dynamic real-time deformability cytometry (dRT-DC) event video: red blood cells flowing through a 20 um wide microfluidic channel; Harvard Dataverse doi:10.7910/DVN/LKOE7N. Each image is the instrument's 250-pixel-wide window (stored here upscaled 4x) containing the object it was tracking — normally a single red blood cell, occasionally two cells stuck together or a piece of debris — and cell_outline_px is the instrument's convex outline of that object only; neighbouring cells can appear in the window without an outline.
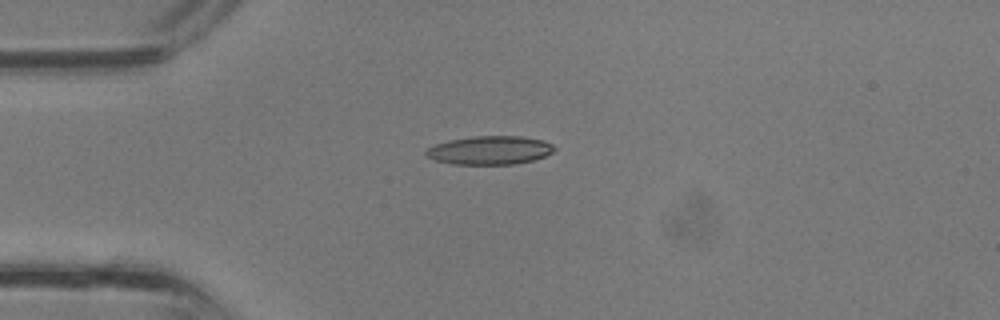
{"species": "common noctule bat (a hibernating species)", "species_latin": "Nyctalus noctula", "temperature_condition": "room temperature", "stored_images_in_passage": 28, "camera_frame_rate_fps": 3000, "um_per_image_px": 0.085, "animal": {"sex": "male", "body_mass_g": 13.3}, "frame": {"image": 1, "passage_image": 1, "time_ms": 0.0, "image_size_px": [1000, 320], "cell_outline_px": [[556, 148], [552, 152], [544, 156], [532, 160], [512, 164], [452, 164], [436, 160], [424, 156], [424, 152], [428, 148], [436, 144], [448, 140], [472, 136], [520, 136], [544, 140], [552, 144]], "centroid_in_image_um": [41.61, 12.76], "position_along_channel_um": 43.4, "area_um2": 21.33}}
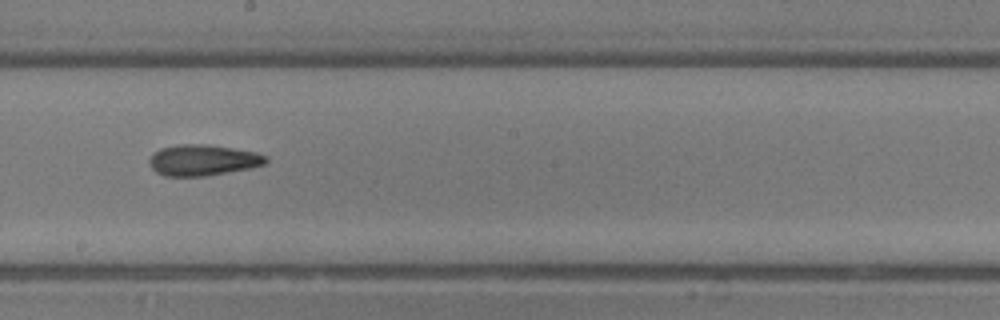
{"frame": {"image": 2, "passage_image": 12, "time_ms": 3.667, "image_size_px": [1000, 320], "cell_outline_px": [[268, 160], [264, 164], [248, 168], [204, 176], [164, 176], [156, 172], [152, 168], [148, 160], [160, 148], [180, 144], [200, 144], [256, 152], [264, 156]], "centroid_in_image_um": [17.19, 13.62], "position_along_channel_um": 231.0, "area_um2": 20.52}}
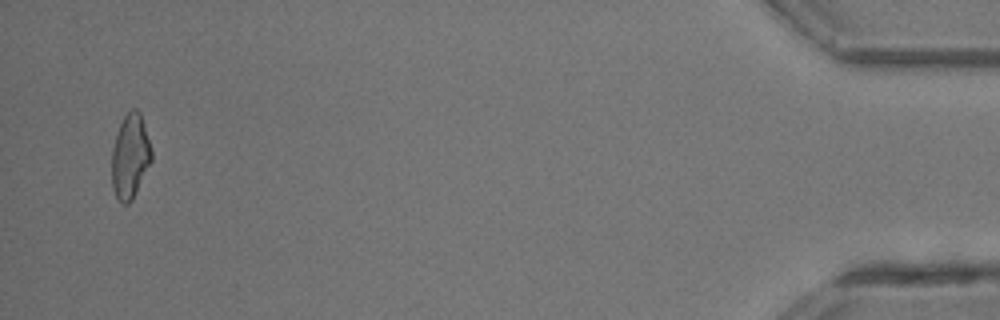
{"frame": {"image": 3, "passage_image": 27, "time_ms": 8.667, "image_size_px": [1000, 320], "cell_outline_px": [[152, 160], [132, 200], [128, 204], [124, 204], [116, 196], [112, 188], [112, 148], [120, 124], [124, 116], [132, 108], [136, 108], [140, 112], [152, 152]], "centroid_in_image_um": [11.06, 13.29], "position_along_channel_um": 424.1, "area_um2": 19.31}}